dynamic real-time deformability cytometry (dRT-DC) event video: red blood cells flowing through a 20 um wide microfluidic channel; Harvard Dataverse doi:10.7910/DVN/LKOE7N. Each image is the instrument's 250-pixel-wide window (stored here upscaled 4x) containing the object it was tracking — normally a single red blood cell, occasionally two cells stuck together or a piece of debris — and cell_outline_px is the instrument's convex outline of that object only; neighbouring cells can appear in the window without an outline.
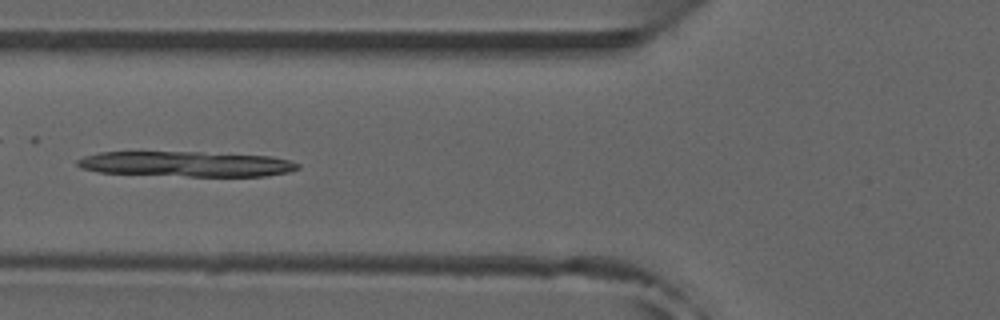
{"species": "common noctule bat (a hibernating species)", "species_latin": "Nyctalus noctula", "temperature_condition": "room temperature", "stored_images_in_passage": 38, "camera_frame_rate_fps": 3000, "um_per_image_px": 0.085, "animal": {"sex": "male", "forearm_length_mm": 52.5}, "frame": {"image": 1, "passage_image": 6, "time_ms": 1.667, "image_size_px": [1000, 320], "cell_outline_px": [[300, 168], [288, 172], [264, 176], [188, 176], [96, 172], [80, 168], [76, 164], [76, 160], [84, 156], [100, 152], [200, 152], [272, 156], [288, 160], [300, 164]], "centroid_in_image_um": [15.82, 13.94], "position_along_channel_um": 110.0, "area_um2": 32.48}}